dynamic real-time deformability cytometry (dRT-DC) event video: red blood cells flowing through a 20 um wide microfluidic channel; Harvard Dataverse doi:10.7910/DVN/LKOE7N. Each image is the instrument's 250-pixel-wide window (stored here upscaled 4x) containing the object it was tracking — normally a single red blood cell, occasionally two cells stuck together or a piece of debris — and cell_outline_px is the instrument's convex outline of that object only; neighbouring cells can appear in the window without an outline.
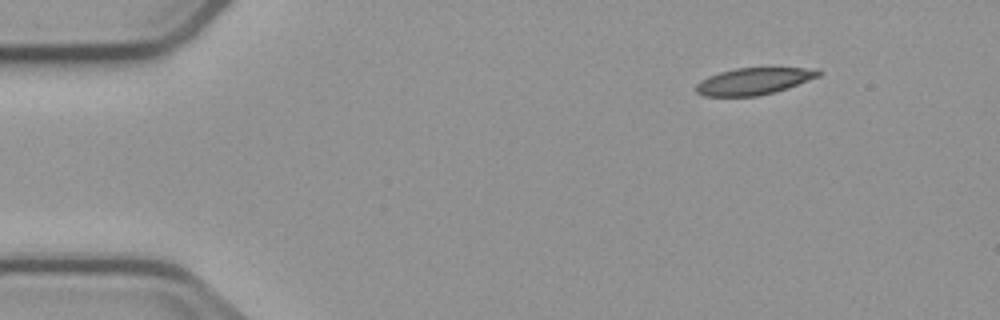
{"species": "common noctule bat (a hibernating species)", "species_latin": "Nyctalus noctula", "temperature_condition": "cold", "stored_images_in_passage": 5, "segment_of_instrument_passage": [2, 2], "camera_frame_rate_fps": 3000, "um_per_image_px": 0.085, "animal": {"sex": "male", "body_mass_g": 23.1, "forearm_length_mm": 52.7}, "frame": {"image": 1, "passage_image": 5, "time_ms": 4.667, "image_size_px": [1000, 320], "cell_outline_px": [[820, 76], [788, 88], [756, 96], [704, 96], [696, 92], [696, 84], [700, 80], [708, 76], [720, 72], [736, 68], [820, 68]], "centroid_in_image_um": [64.07, 6.9], "position_along_channel_um": 20.9, "area_um2": 19.07}}